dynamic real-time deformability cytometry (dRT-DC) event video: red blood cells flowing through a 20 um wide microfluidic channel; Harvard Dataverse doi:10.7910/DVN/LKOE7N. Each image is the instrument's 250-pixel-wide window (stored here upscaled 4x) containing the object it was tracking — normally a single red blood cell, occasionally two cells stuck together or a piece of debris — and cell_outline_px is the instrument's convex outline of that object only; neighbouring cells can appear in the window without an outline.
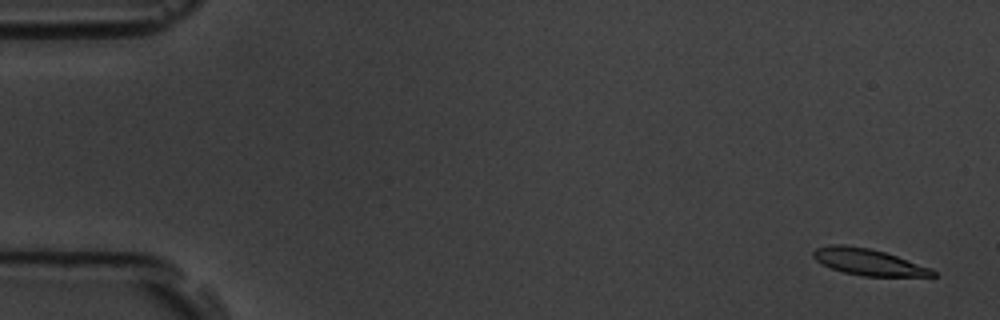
{"species": "common noctule bat (a hibernating species)", "species_latin": "Nyctalus noctula", "temperature_condition": "room temperature", "stored_images_in_passage": 6, "segment_of_instrument_passage": [1, 2], "camera_frame_rate_fps": 3000, "um_per_image_px": 0.085, "animal": {"sex": "male", "body_mass_g": 19.5, "forearm_length_mm": 54.6}, "frame": {"image": 1, "passage_image": 1, "time_ms": 0.0, "image_size_px": [1000, 320], "cell_outline_px": [[936, 276], [864, 276], [844, 272], [832, 268], [816, 260], [812, 256], [812, 252], [816, 248], [832, 244], [844, 244], [868, 248], [884, 252], [932, 268], [936, 272]], "centroid_in_image_um": [73.81, 22.26], "position_along_channel_um": 11.2, "area_um2": 18.21}}